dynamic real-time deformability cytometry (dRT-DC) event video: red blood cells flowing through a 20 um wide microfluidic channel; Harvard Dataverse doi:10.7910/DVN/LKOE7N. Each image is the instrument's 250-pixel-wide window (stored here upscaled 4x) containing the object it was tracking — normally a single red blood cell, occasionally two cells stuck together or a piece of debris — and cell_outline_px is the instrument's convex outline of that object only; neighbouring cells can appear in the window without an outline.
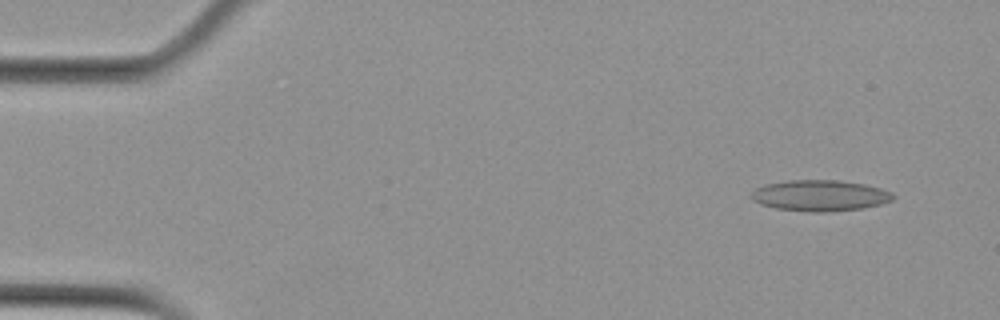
{"species": "Egyptian fruit bat (a non-hibernating species)", "species_latin": "Rousettus aegyptiacus", "temperature_condition": "cold", "stored_images_in_passage": 4, "camera_frame_rate_fps": 3000, "um_per_image_px": 0.085, "animal": {"sex": "female"}, "frame": {"image": 1, "passage_image": 1, "time_ms": 0.0, "image_size_px": [1000, 320], "cell_outline_px": [[896, 196], [892, 200], [880, 204], [864, 208], [824, 212], [808, 212], [776, 208], [760, 204], [752, 200], [752, 192], [756, 188], [764, 184], [788, 180], [836, 180], [864, 184], [880, 188], [892, 192]], "centroid_in_image_um": [69.7, 16.62], "position_along_channel_um": 15.3, "area_um2": 25.66}}